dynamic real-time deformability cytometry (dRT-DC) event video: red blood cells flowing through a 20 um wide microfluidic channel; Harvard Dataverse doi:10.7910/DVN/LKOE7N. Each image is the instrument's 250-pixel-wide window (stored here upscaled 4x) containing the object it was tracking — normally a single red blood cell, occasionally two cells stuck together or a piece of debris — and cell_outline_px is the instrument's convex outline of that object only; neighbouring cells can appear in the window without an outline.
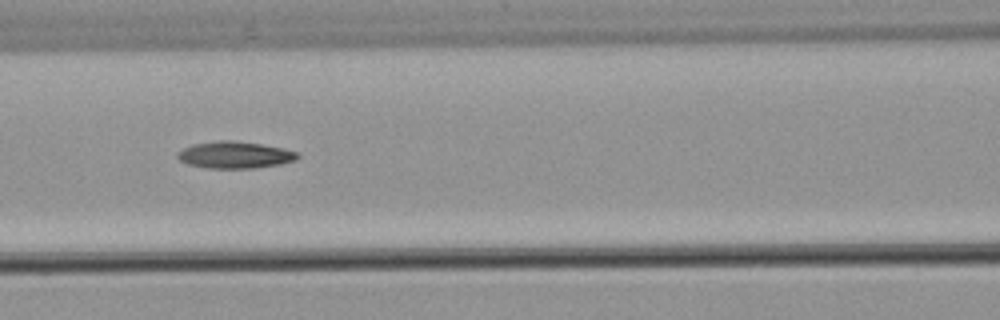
{"species": "common noctule bat (a hibernating species)", "species_latin": "Nyctalus noctula", "temperature_condition": "warm", "stored_images_in_passage": 5, "camera_frame_rate_fps": 3000, "um_per_image_px": 0.085, "animal": {"sex": "male", "body_mass_g": 21.5, "forearm_length_mm": 52.0}, "frame": {"image": 1, "passage_image": 5, "time_ms": 5.333, "image_size_px": [1000, 320], "cell_outline_px": [[300, 156], [296, 160], [280, 164], [256, 168], [208, 168], [188, 164], [180, 160], [176, 156], [176, 152], [192, 144], [216, 140], [232, 140], [260, 144], [284, 148], [296, 152]], "centroid_in_image_um": [19.95, 13.16], "position_along_channel_um": 146.7, "area_um2": 18.84}}